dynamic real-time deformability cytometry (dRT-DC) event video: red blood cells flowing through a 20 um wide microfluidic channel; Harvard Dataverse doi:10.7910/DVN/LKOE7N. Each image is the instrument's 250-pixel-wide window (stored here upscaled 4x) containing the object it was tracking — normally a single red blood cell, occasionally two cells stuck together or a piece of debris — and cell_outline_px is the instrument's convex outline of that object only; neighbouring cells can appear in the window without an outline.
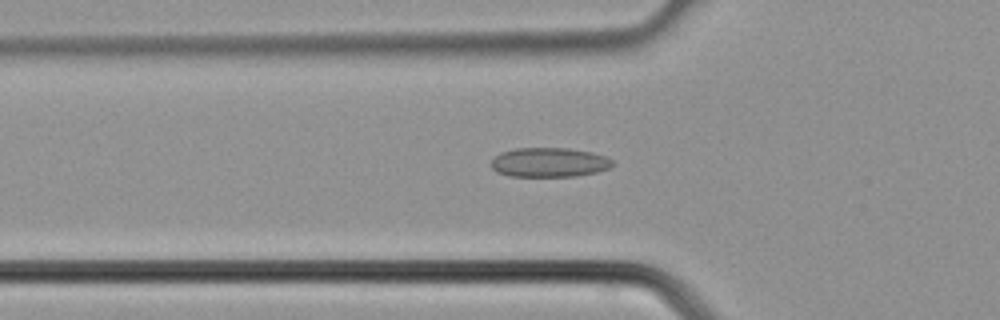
{"species": "common noctule bat (a hibernating species)", "species_latin": "Nyctalus noctula", "temperature_condition": "cold", "stored_images_in_passage": 35, "camera_frame_rate_fps": 3000, "um_per_image_px": 0.085, "animal": {"sex": "male", "body_mass_g": 21.5, "forearm_length_mm": 52.0}, "frame": {"image": 1, "passage_image": 10, "time_ms": 3.0, "image_size_px": [1000, 320], "cell_outline_px": [[616, 164], [608, 168], [596, 172], [576, 176], [508, 176], [496, 172], [492, 168], [492, 160], [500, 152], [516, 148], [568, 148], [592, 152], [604, 156], [612, 160]], "centroid_in_image_um": [46.68, 13.8], "position_along_channel_um": 79.1, "area_um2": 20.81}}
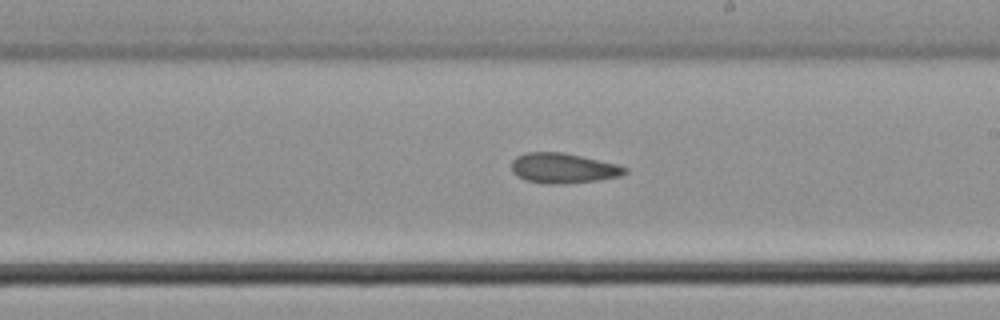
{"frame": {"image": 2, "passage_image": 19, "time_ms": 6.0, "image_size_px": [1000, 320], "cell_outline_px": [[628, 172], [620, 176], [596, 180], [560, 184], [544, 184], [524, 180], [516, 176], [512, 172], [512, 160], [516, 156], [524, 152], [564, 152], [616, 164], [628, 168]], "centroid_in_image_um": [47.83, 14.29], "position_along_channel_um": 241.2, "area_um2": 20.0}}
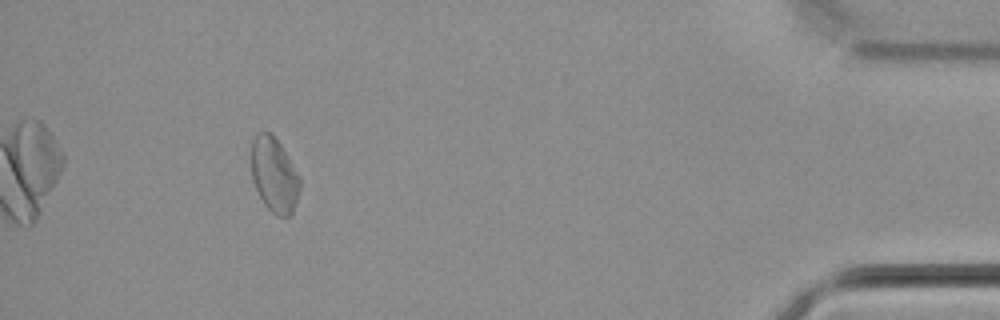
{"frame": {"image": 3, "passage_image": 32, "time_ms": 10.333, "image_size_px": [1000, 320], "cell_outline_px": [[300, 188], [292, 212], [288, 216], [276, 216], [264, 204], [252, 180], [248, 156], [252, 140], [260, 132], [272, 132], [280, 144], [300, 176]], "centroid_in_image_um": [23.26, 14.82], "position_along_channel_um": 411.9, "area_um2": 21.5}}